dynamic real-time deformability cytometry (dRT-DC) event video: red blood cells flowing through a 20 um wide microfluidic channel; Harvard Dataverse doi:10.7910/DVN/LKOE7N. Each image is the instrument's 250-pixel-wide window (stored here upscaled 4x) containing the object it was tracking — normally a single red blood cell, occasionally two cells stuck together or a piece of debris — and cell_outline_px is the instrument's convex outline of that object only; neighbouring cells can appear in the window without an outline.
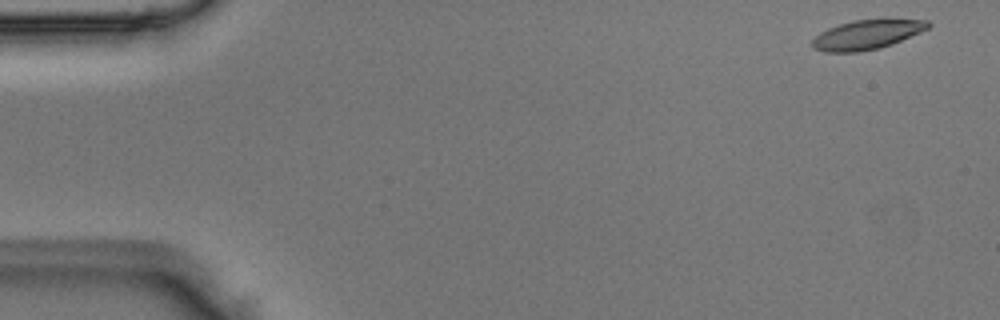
{"species": "Egyptian fruit bat (a non-hibernating species)", "species_latin": "Rousettus aegyptiacus", "temperature_condition": "room temperature", "stored_images_in_passage": 50, "camera_frame_rate_fps": 3000, "um_per_image_px": 0.085, "animal": {"sex": "male"}, "frame": {"image": 1, "passage_image": 1, "time_ms": 0.0, "image_size_px": [1000, 320], "cell_outline_px": [[932, 24], [928, 28], [892, 44], [880, 48], [860, 52], [824, 52], [812, 48], [812, 40], [820, 32], [828, 28], [852, 20], [928, 20]], "centroid_in_image_um": [73.64, 2.96], "position_along_channel_um": 11.4, "area_um2": 19.59}}
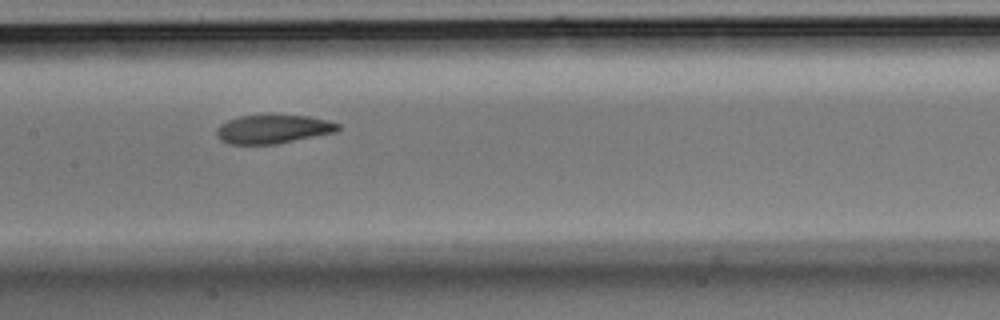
{"frame": {"image": 2, "passage_image": 24, "time_ms": 7.667, "image_size_px": [1000, 320], "cell_outline_px": [[340, 128], [336, 132], [276, 144], [228, 144], [220, 140], [216, 136], [216, 132], [220, 124], [228, 120], [240, 116], [264, 112], [268, 112], [308, 116], [340, 124]], "centroid_in_image_um": [23.17, 10.93], "position_along_channel_um": 184.2, "area_um2": 21.04}}
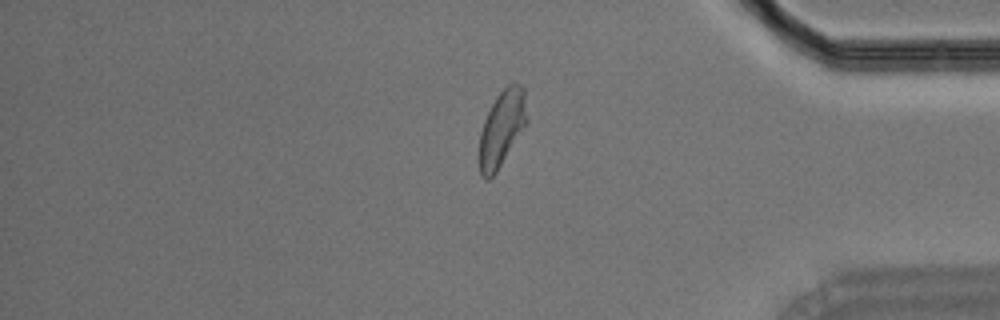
{"frame": {"image": 3, "passage_image": 42, "time_ms": 13.667, "image_size_px": [1000, 320], "cell_outline_px": [[528, 120], [496, 172], [488, 180], [484, 180], [480, 176], [480, 132], [484, 120], [496, 96], [508, 84], [516, 80], [524, 88]], "centroid_in_image_um": [42.66, 10.86], "position_along_channel_um": 392.5, "area_um2": 20.87}}